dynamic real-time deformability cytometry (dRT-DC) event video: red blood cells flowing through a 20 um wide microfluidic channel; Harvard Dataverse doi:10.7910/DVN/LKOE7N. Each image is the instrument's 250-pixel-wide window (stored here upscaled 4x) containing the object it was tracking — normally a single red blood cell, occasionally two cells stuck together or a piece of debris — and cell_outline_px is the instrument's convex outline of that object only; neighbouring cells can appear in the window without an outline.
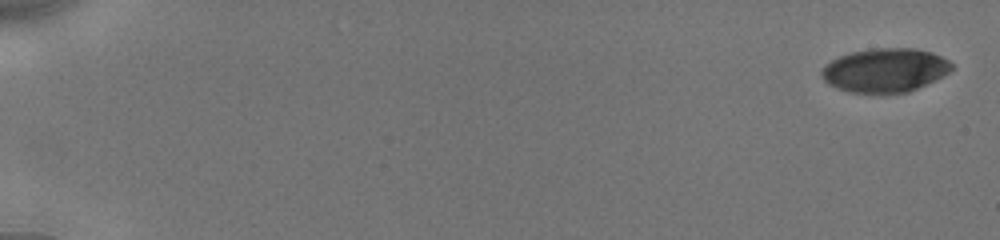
{"species": "human", "species_latin": "Homo sapiens", "temperature_condition": "cold", "stored_images_in_passage": 15, "camera_frame_rate_fps": 3000, "um_per_image_px": 0.085, "donor": {"sex": "male"}, "frame": {"image": 1, "passage_image": 1, "time_ms": 0.0, "image_size_px": [1000, 240], "cell_outline_px": [[952, 68], [944, 76], [908, 92], [880, 96], [848, 92], [836, 88], [828, 84], [820, 76], [820, 72], [824, 64], [840, 56], [852, 52], [872, 48], [916, 48], [932, 52], [948, 60], [952, 64]], "centroid_in_image_um": [75.19, 6.01], "position_along_channel_um": 9.8, "area_um2": 34.04}}
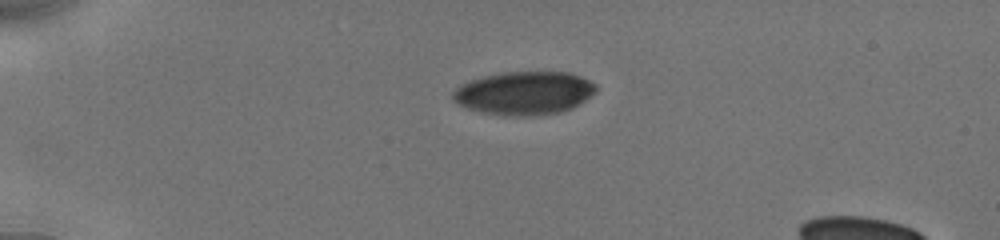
{"frame": {"image": 2, "passage_image": 9, "time_ms": 4.333, "image_size_px": [1000, 240], "cell_outline_px": [[596, 92], [580, 104], [572, 108], [560, 112], [536, 116], [500, 116], [468, 108], [456, 104], [452, 100], [452, 92], [460, 84], [484, 76], [500, 72], [568, 72], [580, 76], [596, 84]], "centroid_in_image_um": [44.55, 7.92], "position_along_channel_um": 40.5, "area_um2": 36.41}}
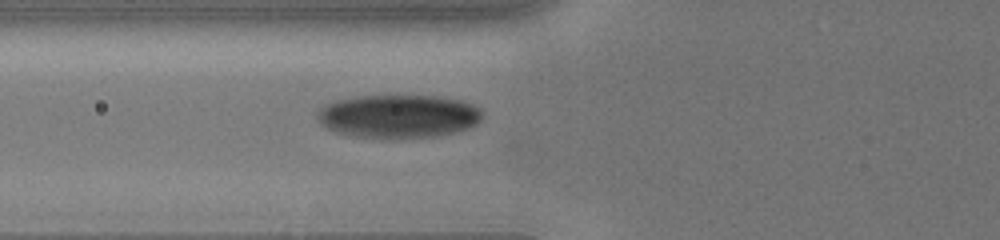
{"frame": {"image": 3, "passage_image": 15, "time_ms": 7.0, "image_size_px": [1000, 240], "cell_outline_px": [[484, 112], [480, 120], [476, 124], [468, 128], [436, 136], [356, 136], [336, 132], [320, 124], [316, 116], [316, 112], [324, 104], [336, 100], [356, 96], [436, 96], [460, 100], [472, 104], [480, 108]], "centroid_in_image_um": [33.85, 9.84], "position_along_channel_um": 91.9, "area_um2": 41.04}}